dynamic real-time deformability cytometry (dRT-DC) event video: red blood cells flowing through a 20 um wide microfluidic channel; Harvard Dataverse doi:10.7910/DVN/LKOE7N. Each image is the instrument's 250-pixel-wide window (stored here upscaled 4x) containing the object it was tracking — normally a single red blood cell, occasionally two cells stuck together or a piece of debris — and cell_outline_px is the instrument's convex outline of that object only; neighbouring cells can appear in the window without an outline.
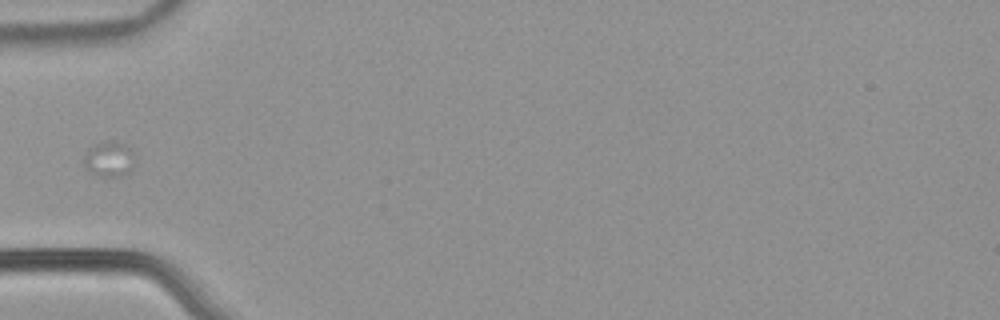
{"species": "common noctule bat (a hibernating species)", "species_latin": "Nyctalus noctula", "temperature_condition": "warm", "stored_images_in_passage": 11, "camera_frame_rate_fps": 3000, "um_per_image_px": 0.085, "animal": {"sex": "male", "body_mass_g": 21.5, "forearm_length_mm": 52.0}, "frame": {"image": 1, "passage_image": 1, "time_ms": 0.0, "image_size_px": [1000, 320], "cell_outline_px": [[132, 168], [128, 176], [108, 180], [84, 168], [84, 160], [88, 152], [100, 140], [116, 140], [124, 144], [132, 152]], "centroid_in_image_um": [9.3, 13.58], "position_along_channel_um": 75.7, "area_um2": 10.75}}